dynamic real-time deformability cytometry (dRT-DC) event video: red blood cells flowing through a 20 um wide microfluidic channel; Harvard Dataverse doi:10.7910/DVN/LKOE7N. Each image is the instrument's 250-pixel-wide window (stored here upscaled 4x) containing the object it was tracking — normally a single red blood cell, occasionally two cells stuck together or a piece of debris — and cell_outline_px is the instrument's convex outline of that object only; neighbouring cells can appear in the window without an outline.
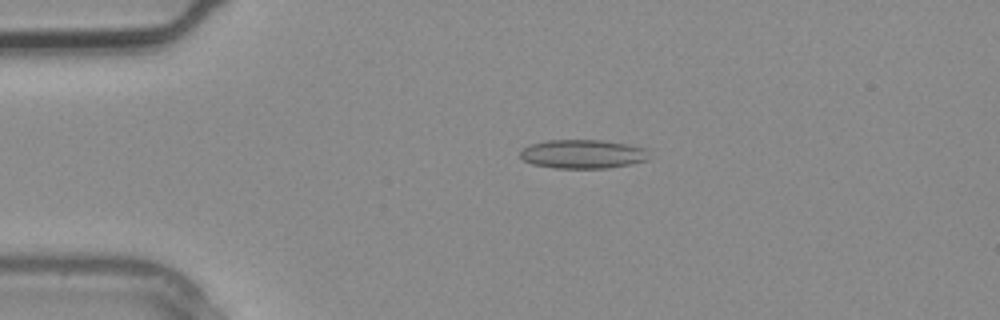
{"species": "common noctule bat (a hibernating species)", "species_latin": "Nyctalus noctula", "temperature_condition": "warm", "stored_images_in_passage": 2, "camera_frame_rate_fps": 3000, "um_per_image_px": 0.085, "animal": {"sex": "male", "body_mass_g": 20.4}, "frame": {"image": 1, "passage_image": 1, "time_ms": 0.0, "image_size_px": [1000, 320], "cell_outline_px": [[648, 160], [608, 168], [552, 168], [532, 164], [524, 160], [520, 156], [520, 152], [524, 148], [532, 144], [548, 140], [600, 140], [624, 144], [644, 148]], "centroid_in_image_um": [49.48, 13.1], "position_along_channel_um": 35.5, "area_um2": 21.33}}